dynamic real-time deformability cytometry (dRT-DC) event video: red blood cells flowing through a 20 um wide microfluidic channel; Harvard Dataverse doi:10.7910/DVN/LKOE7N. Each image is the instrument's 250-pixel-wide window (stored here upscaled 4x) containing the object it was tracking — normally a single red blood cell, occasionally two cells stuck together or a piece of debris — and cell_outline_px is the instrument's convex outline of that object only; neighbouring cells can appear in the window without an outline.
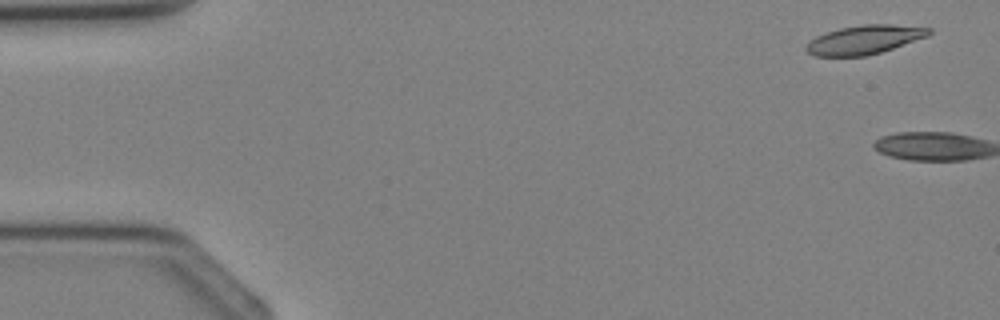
{"species": "Egyptian fruit bat (a non-hibernating species)", "species_latin": "Rousettus aegyptiacus", "temperature_condition": "cold", "stored_images_in_passage": 4, "camera_frame_rate_fps": 3000, "um_per_image_px": 0.085, "animal": {"sex": "female"}, "frame": {"image": 1, "passage_image": 1, "time_ms": 0.0, "image_size_px": [1000, 320], "cell_outline_px": [[932, 32], [928, 36], [880, 52], [864, 56], [816, 56], [808, 52], [804, 48], [816, 36], [840, 28], [864, 24], [892, 24], [932, 28]], "centroid_in_image_um": [73.5, 3.37], "position_along_channel_um": 11.5, "area_um2": 20.4}}